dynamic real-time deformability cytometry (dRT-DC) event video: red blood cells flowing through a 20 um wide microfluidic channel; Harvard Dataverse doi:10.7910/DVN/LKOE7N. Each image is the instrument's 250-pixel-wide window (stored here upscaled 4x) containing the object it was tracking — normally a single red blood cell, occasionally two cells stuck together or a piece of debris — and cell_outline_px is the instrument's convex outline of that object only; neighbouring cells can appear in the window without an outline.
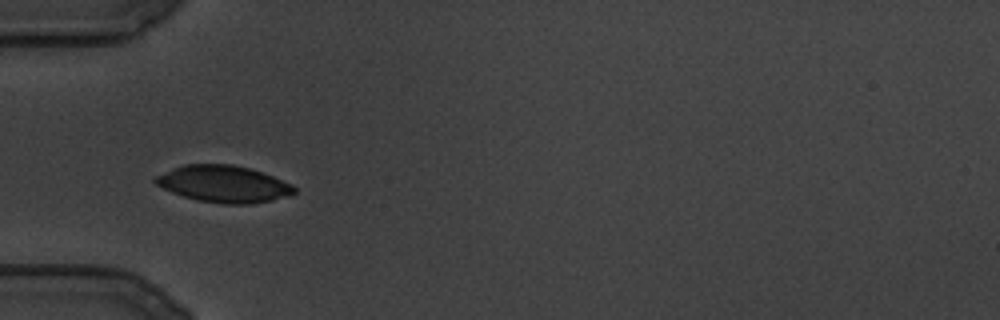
{"species": "common noctule bat (a hibernating species)", "species_latin": "Nyctalus noctula", "temperature_condition": "cold", "stored_images_in_passage": 82, "camera_frame_rate_fps": 3000, "um_per_image_px": 0.085, "animal": {"sex": "male", "body_mass_g": 19.5, "forearm_length_mm": 54.6}, "frame": {"image": 1, "passage_image": 1, "time_ms": 0.0, "image_size_px": [1000, 320], "cell_outline_px": [[296, 192], [288, 196], [272, 200], [248, 204], [224, 204], [200, 200], [184, 196], [172, 192], [156, 184], [152, 180], [156, 176], [172, 168], [184, 164], [232, 164], [248, 168], [272, 176], [292, 184], [296, 188]], "centroid_in_image_um": [19.01, 15.63], "position_along_channel_um": 66.0, "area_um2": 29.54}}
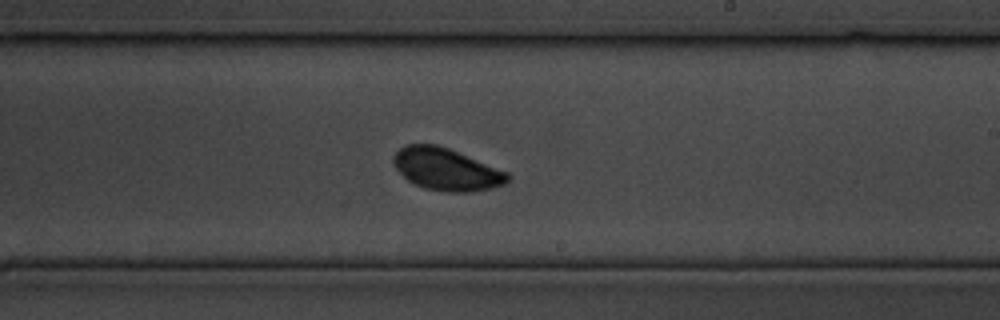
{"frame": {"image": 2, "passage_image": 34, "time_ms": 11.0, "image_size_px": [1000, 320], "cell_outline_px": [[512, 176], [504, 184], [488, 188], [468, 192], [448, 192], [424, 188], [408, 180], [392, 164], [392, 156], [404, 144], [436, 144], [448, 148], [508, 172]], "centroid_in_image_um": [37.91, 14.38], "position_along_channel_um": 251.1, "area_um2": 27.86}}
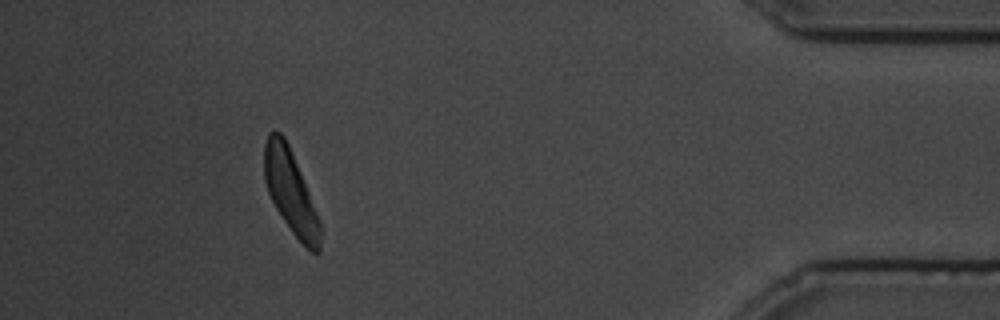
{"frame": {"image": 3, "passage_image": 71, "time_ms": 23.333, "image_size_px": [1000, 320], "cell_outline_px": [[320, 252], [312, 252], [292, 232], [276, 208], [268, 192], [264, 180], [264, 144], [268, 132], [276, 128], [284, 136], [288, 144], [320, 220]], "centroid_in_image_um": [24.67, 16.24], "position_along_channel_um": 410.5, "area_um2": 26.65}}